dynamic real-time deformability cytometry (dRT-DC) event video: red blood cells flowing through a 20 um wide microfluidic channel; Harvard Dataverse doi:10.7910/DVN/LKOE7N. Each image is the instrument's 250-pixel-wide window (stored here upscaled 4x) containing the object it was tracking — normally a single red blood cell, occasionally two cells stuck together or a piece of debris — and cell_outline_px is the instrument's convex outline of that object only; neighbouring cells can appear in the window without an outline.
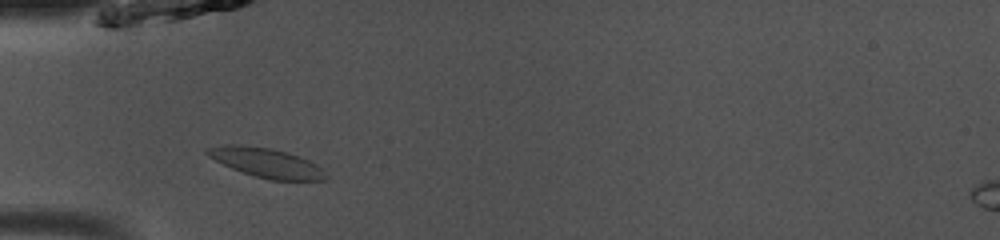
{"species": "common noctule bat (a hibernating species)", "species_latin": "Nyctalus noctula", "temperature_condition": "room temperature", "stored_images_in_passage": 38, "camera_frame_rate_fps": 3000, "um_per_image_px": 0.085, "animal": {"sex": "male", "body_mass_g": 13.0, "forearm_length_mm": 53.1}, "frame": {"image": 1, "passage_image": 5, "time_ms": 1.333, "image_size_px": [1000, 240], "cell_outline_px": [[328, 176], [324, 180], [272, 180], [256, 176], [232, 168], [208, 156], [204, 152], [204, 148], [224, 144], [236, 144], [268, 148], [288, 152], [308, 160], [316, 164]], "centroid_in_image_um": [22.61, 13.82], "position_along_channel_um": 62.4, "area_um2": 20.06}}
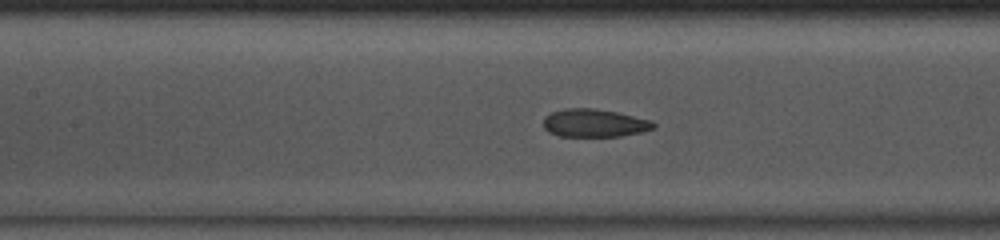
{"frame": {"image": 2, "passage_image": 12, "time_ms": 3.667, "image_size_px": [1000, 240], "cell_outline_px": [[656, 128], [640, 132], [620, 136], [560, 136], [548, 132], [544, 128], [544, 116], [552, 112], [564, 108], [592, 108], [616, 112], [652, 120], [656, 124]], "centroid_in_image_um": [50.52, 10.46], "position_along_channel_um": 156.9, "area_um2": 17.98}}
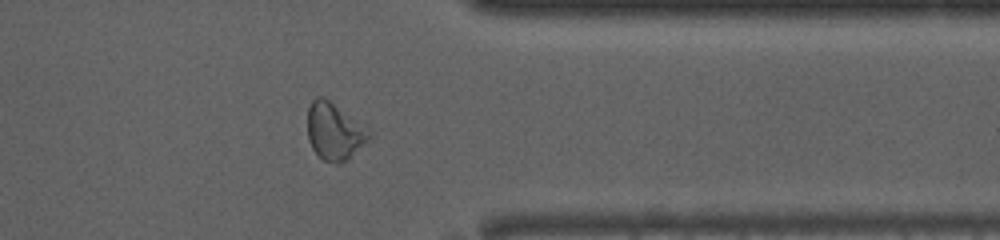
{"frame": {"image": 3, "passage_image": 29, "time_ms": 9.333, "image_size_px": [1000, 240], "cell_outline_px": [[372, 136], [368, 140], [344, 160], [336, 164], [324, 160], [312, 148], [308, 140], [308, 108], [312, 100], [316, 96], [324, 96], [372, 132]], "centroid_in_image_um": [28.39, 11.13], "position_along_channel_um": 383.0, "area_um2": 20.0}, "authors_computed_cell_mechanics": {"area_um2": 18.9295, "velocity_mm_per_s": 4.0952, "shape_relaxation_time_tau1_ms": 8.5251, "shape_relaxation_time_tau2_ms": 1.1848, "deformation_change_tau1": 0.2144, "deformation_change_tau2": 0.0697}}